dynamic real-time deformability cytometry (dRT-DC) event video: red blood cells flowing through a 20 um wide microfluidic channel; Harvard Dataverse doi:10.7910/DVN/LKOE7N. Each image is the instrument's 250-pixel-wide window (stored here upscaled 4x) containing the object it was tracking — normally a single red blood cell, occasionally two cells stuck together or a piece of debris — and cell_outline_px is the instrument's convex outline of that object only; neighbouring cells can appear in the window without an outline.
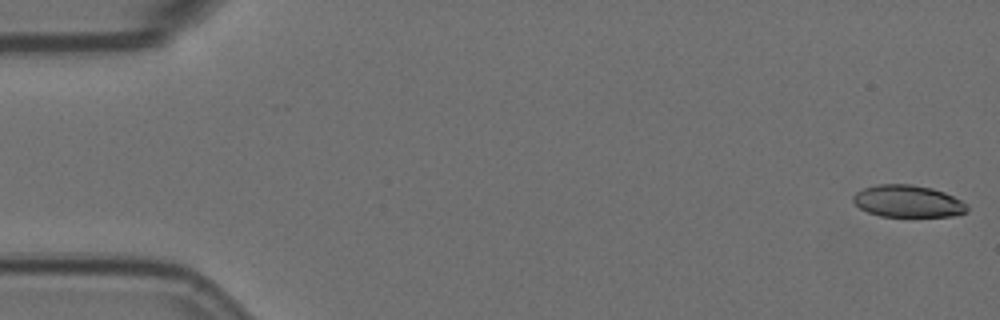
{"species": "Egyptian fruit bat (a non-hibernating species)", "species_latin": "Rousettus aegyptiacus", "temperature_condition": "room temperature", "stored_images_in_passage": 4, "camera_frame_rate_fps": 3000, "um_per_image_px": 0.085, "animal": {"sex": "female"}, "frame": {"image": 1, "passage_image": 1, "time_ms": 0.0, "image_size_px": [1000, 320], "cell_outline_px": [[968, 212], [952, 216], [880, 216], [868, 212], [860, 208], [852, 200], [852, 196], [856, 192], [864, 188], [876, 184], [912, 184], [932, 188], [944, 192], [968, 204]], "centroid_in_image_um": [77.17, 17.1], "position_along_channel_um": 7.8, "area_um2": 21.33}}
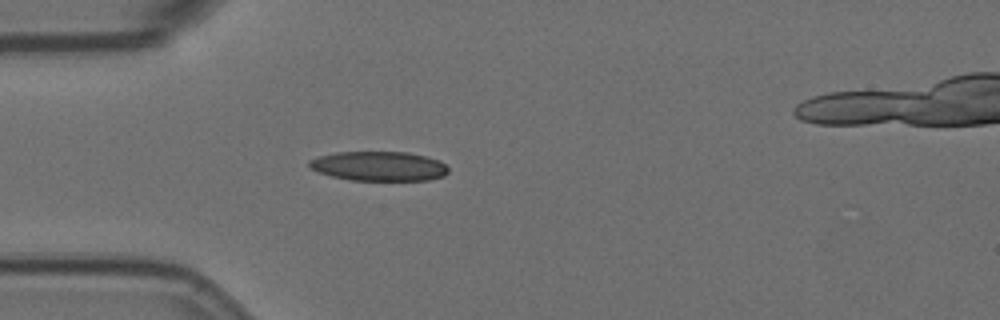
{"frame": {"image": 2, "passage_image": 4, "time_ms": 1.0, "image_size_px": [1000, 320], "cell_outline_px": [[448, 172], [444, 176], [428, 180], [348, 180], [332, 176], [308, 168], [308, 160], [320, 156], [336, 152], [408, 152], [440, 160], [448, 168]], "centroid_in_image_um": [32.2, 14.12], "position_along_channel_um": 52.8, "area_um2": 23.93}}